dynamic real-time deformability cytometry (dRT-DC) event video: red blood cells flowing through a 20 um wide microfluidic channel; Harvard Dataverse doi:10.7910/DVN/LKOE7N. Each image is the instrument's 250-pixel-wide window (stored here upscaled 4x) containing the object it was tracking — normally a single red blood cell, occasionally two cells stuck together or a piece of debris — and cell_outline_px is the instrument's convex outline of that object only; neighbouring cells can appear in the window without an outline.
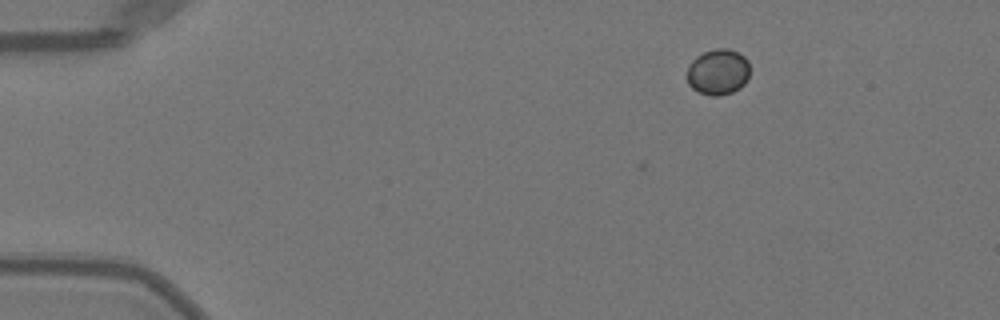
{"species": "Egyptian fruit bat (a non-hibernating species)", "species_latin": "Rousettus aegyptiacus", "temperature_condition": "warm", "stored_images_in_passage": 3, "camera_frame_rate_fps": 3000, "um_per_image_px": 0.085, "animal": {"sex": "female"}, "frame": {"image": 1, "passage_image": 1, "time_ms": 0.0, "image_size_px": [1000, 320], "cell_outline_px": [[748, 76], [744, 84], [740, 88], [732, 92], [720, 96], [712, 96], [700, 92], [692, 88], [688, 84], [688, 64], [696, 56], [704, 52], [716, 48], [728, 48], [744, 56], [748, 60]], "centroid_in_image_um": [61.02, 6.11], "position_along_channel_um": 24.0, "area_um2": 16.76}}